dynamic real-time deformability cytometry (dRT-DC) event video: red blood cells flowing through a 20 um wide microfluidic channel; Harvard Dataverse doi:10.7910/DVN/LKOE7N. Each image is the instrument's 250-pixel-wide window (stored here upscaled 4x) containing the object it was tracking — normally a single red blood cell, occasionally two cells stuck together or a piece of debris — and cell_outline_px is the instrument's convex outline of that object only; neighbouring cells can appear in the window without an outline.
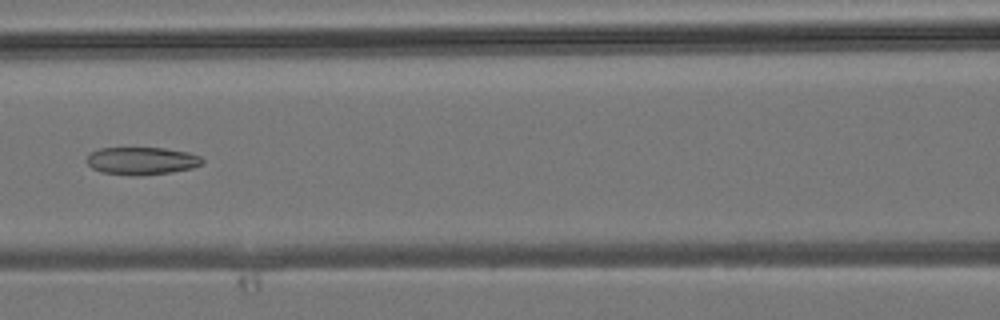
{"species": "common noctule bat (a hibernating species)", "species_latin": "Nyctalus noctula", "temperature_condition": "room temperature", "stored_images_in_passage": 25, "camera_frame_rate_fps": 3000, "um_per_image_px": 0.085, "animal": {"sex": "male", "body_mass_g": 19.2, "forearm_length_mm": 51.8}, "frame": {"image": 1, "passage_image": 9, "time_ms": 2.667, "image_size_px": [1000, 320], "cell_outline_px": [[204, 160], [200, 164], [192, 168], [172, 172], [136, 176], [100, 172], [92, 168], [88, 164], [88, 156], [92, 152], [100, 148], [164, 148], [188, 152], [200, 156]], "centroid_in_image_um": [12.05, 13.67], "position_along_channel_um": 154.5, "area_um2": 18.5}}
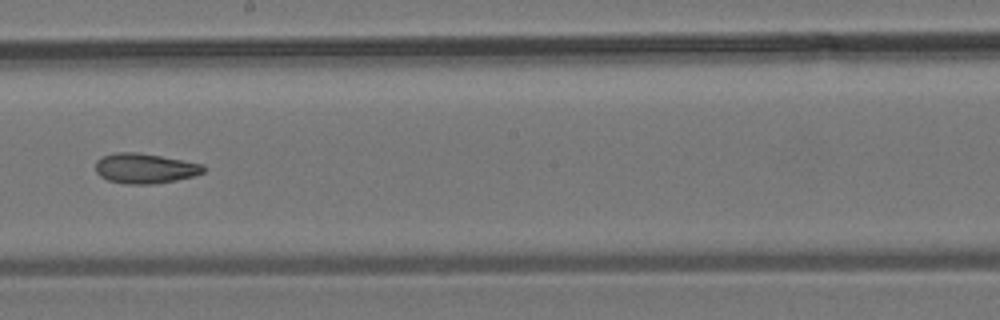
{"frame": {"image": 2, "passage_image": 14, "time_ms": 4.333, "image_size_px": [1000, 320], "cell_outline_px": [[204, 172], [192, 176], [176, 180], [152, 184], [124, 184], [108, 180], [100, 176], [96, 172], [96, 160], [100, 156], [116, 152], [136, 152], [160, 156], [204, 164]], "centroid_in_image_um": [12.28, 14.31], "position_along_channel_um": 235.9, "area_um2": 18.9}}
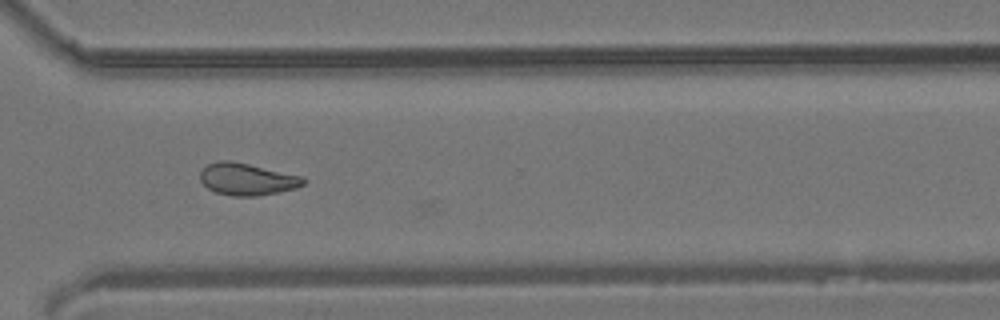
{"frame": {"image": 3, "passage_image": 21, "time_ms": 6.667, "image_size_px": [1000, 320], "cell_outline_px": [[304, 184], [296, 188], [280, 192], [256, 196], [232, 196], [216, 192], [208, 188], [200, 180], [200, 172], [208, 164], [220, 160], [228, 160], [248, 164], [304, 176]], "centroid_in_image_um": [21.01, 15.23], "position_along_channel_um": 349.6, "area_um2": 19.19}}